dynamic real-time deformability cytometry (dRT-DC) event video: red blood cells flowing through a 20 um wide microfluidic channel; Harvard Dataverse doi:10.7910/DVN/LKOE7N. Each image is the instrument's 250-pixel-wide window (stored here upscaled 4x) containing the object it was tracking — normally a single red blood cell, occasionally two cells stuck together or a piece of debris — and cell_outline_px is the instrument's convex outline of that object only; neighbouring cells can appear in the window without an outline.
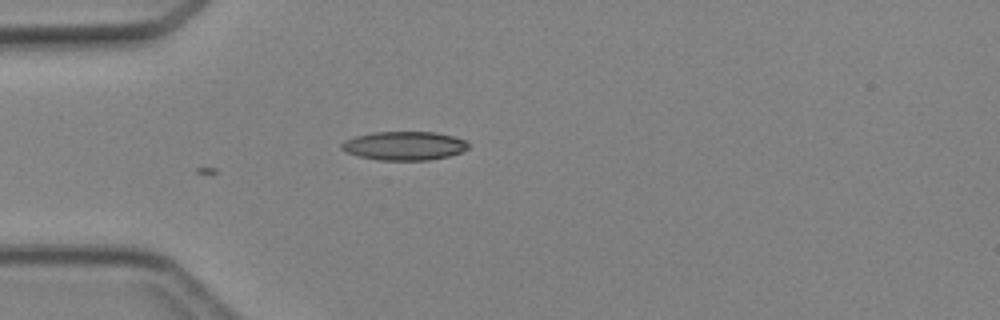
{"species": "Egyptian fruit bat (a non-hibernating species)", "species_latin": "Rousettus aegyptiacus", "temperature_condition": "cold", "stored_images_in_passage": 3, "camera_frame_rate_fps": 3000, "um_per_image_px": 0.085, "animal": {"sex": "female"}, "frame": {"image": 1, "passage_image": 3, "time_ms": 0.667, "image_size_px": [1000, 320], "cell_outline_px": [[468, 148], [460, 152], [448, 156], [428, 160], [380, 160], [360, 156], [344, 152], [340, 148], [340, 144], [344, 140], [356, 136], [372, 132], [436, 132], [452, 136], [464, 140], [468, 144]], "centroid_in_image_um": [34.31, 12.39], "position_along_channel_um": 50.7, "area_um2": 21.15}}